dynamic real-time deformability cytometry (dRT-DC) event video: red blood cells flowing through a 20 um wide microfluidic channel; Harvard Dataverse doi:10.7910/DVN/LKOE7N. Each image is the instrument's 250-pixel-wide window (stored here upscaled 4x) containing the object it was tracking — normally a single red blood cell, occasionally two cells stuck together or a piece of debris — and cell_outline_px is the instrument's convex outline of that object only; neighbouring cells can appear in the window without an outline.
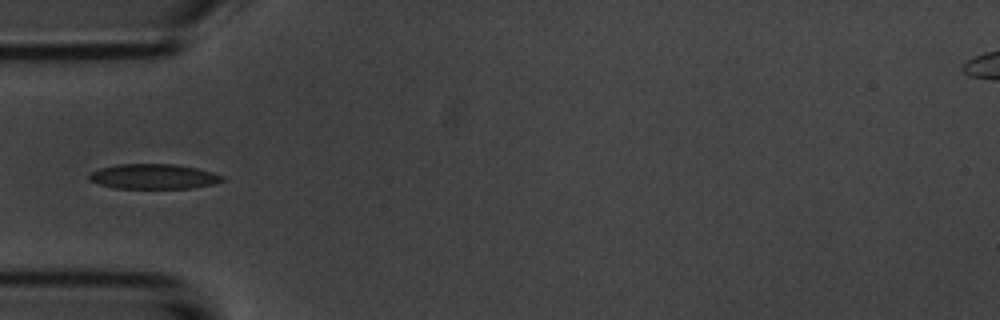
{"species": "common noctule bat (a hibernating species)", "species_latin": "Nyctalus noctula", "temperature_condition": "room temperature", "stored_images_in_passage": 6, "camera_frame_rate_fps": 3000, "um_per_image_px": 0.085, "animal": {"sex": "male", "body_mass_g": 20.1, "forearm_length_mm": 53.5}, "frame": {"image": 1, "passage_image": 3, "time_ms": 3.333, "image_size_px": [1000, 320], "cell_outline_px": [[224, 180], [216, 184], [192, 188], [116, 188], [100, 184], [88, 180], [88, 176], [92, 172], [100, 168], [116, 164], [176, 164], [196, 168], [212, 172], [224, 176]], "centroid_in_image_um": [13.08, 15.0], "position_along_channel_um": 71.9, "area_um2": 19.42}}
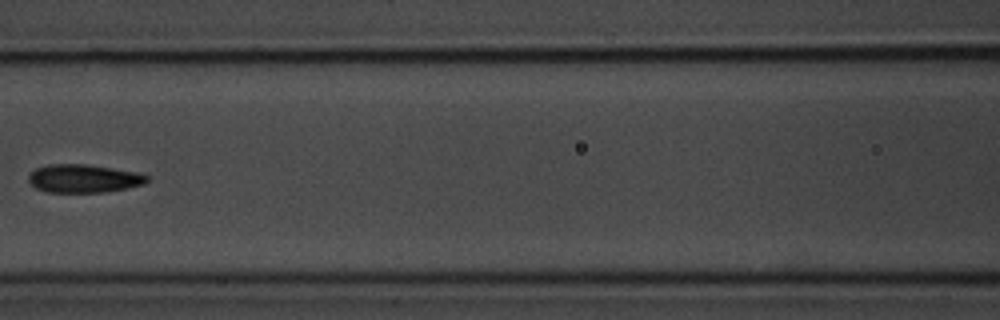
{"frame": {"image": 2, "passage_image": 5, "time_ms": 5.667, "image_size_px": [1000, 320], "cell_outline_px": [[148, 180], [144, 184], [128, 188], [108, 192], [44, 192], [36, 188], [28, 180], [28, 176], [36, 168], [48, 164], [84, 164], [112, 168], [136, 172], [148, 176]], "centroid_in_image_um": [7.11, 15.18], "position_along_channel_um": 159.5, "area_um2": 19.48}}
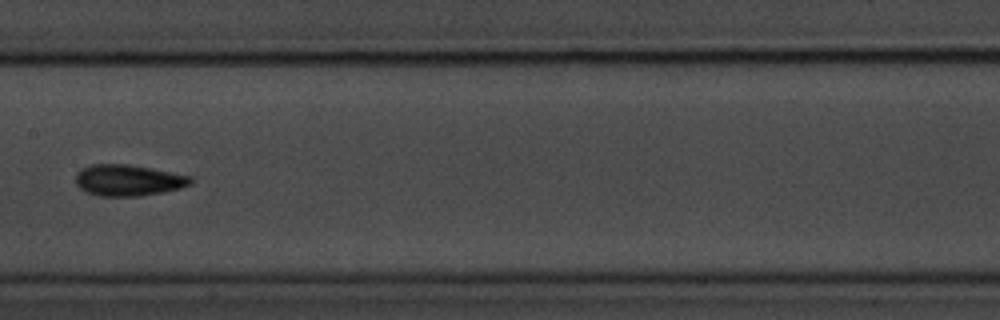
{"frame": {"image": 3, "passage_image": 6, "time_ms": 6.667, "image_size_px": [1000, 320], "cell_outline_px": [[192, 184], [180, 188], [164, 192], [140, 196], [100, 196], [84, 192], [76, 184], [76, 172], [80, 168], [92, 164], [128, 164], [192, 176]], "centroid_in_image_um": [10.88, 15.32], "position_along_channel_um": 196.5, "area_um2": 21.1}}